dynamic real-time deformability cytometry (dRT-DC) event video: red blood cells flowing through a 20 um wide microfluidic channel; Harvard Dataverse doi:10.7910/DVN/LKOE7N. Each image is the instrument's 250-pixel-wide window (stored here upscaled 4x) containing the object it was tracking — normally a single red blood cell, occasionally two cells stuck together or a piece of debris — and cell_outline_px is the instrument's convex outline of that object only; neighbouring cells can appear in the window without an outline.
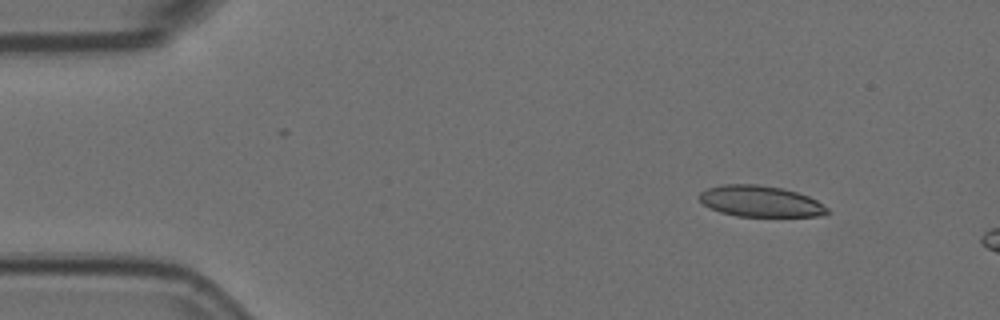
{"species": "Egyptian fruit bat (a non-hibernating species)", "species_latin": "Rousettus aegyptiacus", "temperature_condition": "room temperature", "stored_images_in_passage": 3, "camera_frame_rate_fps": 3000, "um_per_image_px": 0.085, "animal": {"sex": "female"}, "frame": {"image": 1, "passage_image": 1, "time_ms": 0.0, "image_size_px": [1000, 320], "cell_outline_px": [[832, 212], [820, 216], [736, 216], [720, 212], [704, 204], [696, 196], [700, 192], [708, 188], [724, 184], [756, 184], [780, 188], [796, 192], [808, 196], [816, 200], [828, 208]], "centroid_in_image_um": [64.63, 17.11], "position_along_channel_um": 20.4, "area_um2": 23.12}}